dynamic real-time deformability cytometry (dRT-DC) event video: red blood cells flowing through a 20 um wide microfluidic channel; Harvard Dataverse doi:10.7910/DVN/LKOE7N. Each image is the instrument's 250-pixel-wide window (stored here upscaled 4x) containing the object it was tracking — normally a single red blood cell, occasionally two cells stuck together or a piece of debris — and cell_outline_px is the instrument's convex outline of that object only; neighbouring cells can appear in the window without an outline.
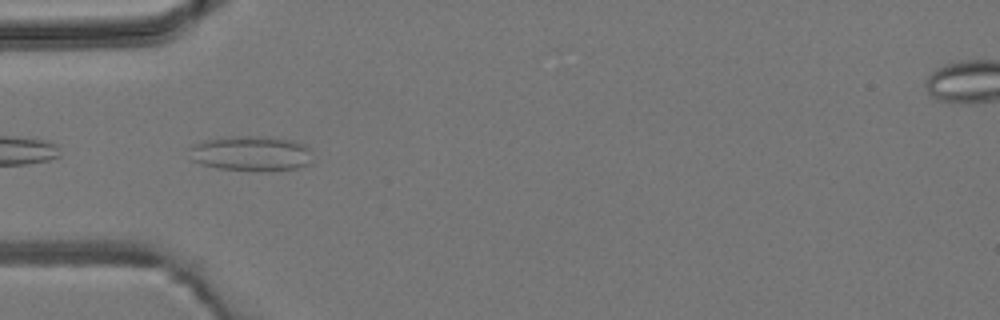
{"species": "common noctule bat (a hibernating species)", "species_latin": "Nyctalus noctula", "temperature_condition": "room temperature", "stored_images_in_passage": 6, "camera_frame_rate_fps": 3000, "um_per_image_px": 0.085, "animal": {"sex": "male", "body_mass_g": 19.2, "forearm_length_mm": 51.8}, "frame": {"image": 1, "passage_image": 5, "time_ms": 4.667, "image_size_px": [1000, 320], "cell_outline_px": [[312, 160], [308, 164], [296, 168], [268, 172], [220, 168], [200, 164], [192, 160], [188, 148], [192, 144], [204, 140], [228, 136], [260, 136], [292, 140], [304, 144], [312, 152]], "centroid_in_image_um": [21.34, 13.04], "position_along_channel_um": 63.7, "area_um2": 25.55}}